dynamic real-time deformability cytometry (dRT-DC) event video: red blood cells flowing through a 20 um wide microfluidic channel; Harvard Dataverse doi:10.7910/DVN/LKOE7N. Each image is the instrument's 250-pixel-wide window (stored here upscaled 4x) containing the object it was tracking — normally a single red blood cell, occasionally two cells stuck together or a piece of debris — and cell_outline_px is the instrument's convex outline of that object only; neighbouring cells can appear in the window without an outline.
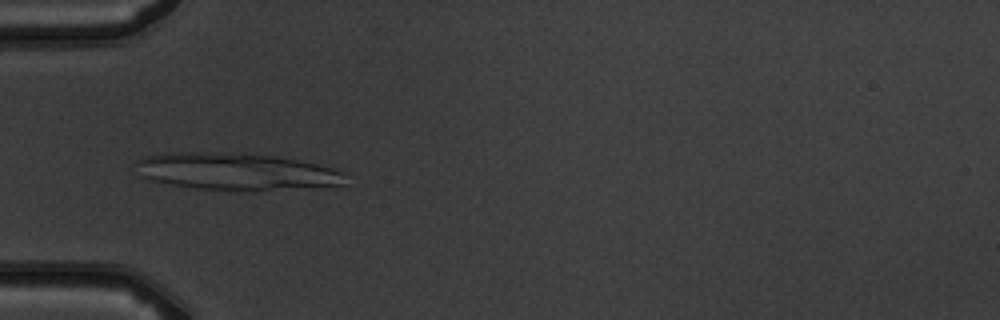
{"species": "common noctule bat (a hibernating species)", "species_latin": "Nyctalus noctula", "temperature_condition": "warm", "stored_images_in_passage": 8, "camera_frame_rate_fps": 3000, "um_per_image_px": 0.085, "animal": {"sex": "male", "body_mass_g": 19.5, "forearm_length_mm": 54.6}, "frame": {"image": 1, "passage_image": 5, "time_ms": 4.667, "image_size_px": [1000, 320], "cell_outline_px": [[344, 184], [256, 192], [232, 192], [196, 188], [172, 184], [152, 180], [140, 176], [136, 160], [144, 156], [164, 152], [204, 152], [276, 156], [336, 168], [344, 172]], "centroid_in_image_um": [20.06, 14.6], "position_along_channel_um": 64.9, "area_um2": 45.6}}